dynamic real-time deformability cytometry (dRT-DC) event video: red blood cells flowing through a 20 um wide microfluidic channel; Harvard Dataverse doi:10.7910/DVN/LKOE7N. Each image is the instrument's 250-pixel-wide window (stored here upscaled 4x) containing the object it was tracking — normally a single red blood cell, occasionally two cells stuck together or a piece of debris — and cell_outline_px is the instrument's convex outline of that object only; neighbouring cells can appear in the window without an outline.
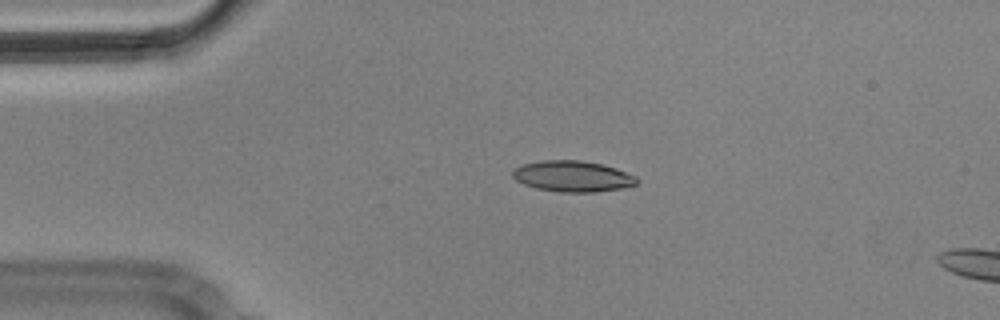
{"species": "Egyptian fruit bat (a non-hibernating species)", "species_latin": "Rousettus aegyptiacus", "temperature_condition": "cold", "stored_images_in_passage": 4, "camera_frame_rate_fps": 3000, "um_per_image_px": 0.085, "animal": {"sex": "male"}, "frame": {"image": 1, "passage_image": 2, "time_ms": 0.333, "image_size_px": [1000, 320], "cell_outline_px": [[640, 180], [636, 184], [624, 188], [596, 192], [560, 192], [536, 188], [524, 184], [516, 180], [512, 176], [512, 172], [516, 168], [524, 164], [540, 160], [580, 160], [600, 164], [616, 168], [636, 176]], "centroid_in_image_um": [48.7, 14.99], "position_along_channel_um": 36.3, "area_um2": 22.43}}